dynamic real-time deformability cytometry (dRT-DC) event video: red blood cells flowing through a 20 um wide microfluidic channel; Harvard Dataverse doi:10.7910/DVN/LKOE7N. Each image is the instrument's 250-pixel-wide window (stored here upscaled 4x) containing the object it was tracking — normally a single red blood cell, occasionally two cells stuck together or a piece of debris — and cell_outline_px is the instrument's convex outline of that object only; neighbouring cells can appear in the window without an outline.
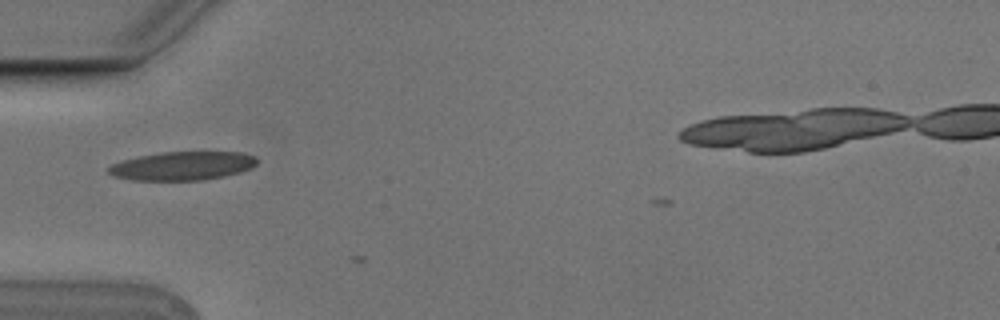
{"species": "Egyptian fruit bat (a non-hibernating species)", "species_latin": "Rousettus aegyptiacus", "temperature_condition": "cold", "stored_images_in_passage": 3, "camera_frame_rate_fps": 3000, "um_per_image_px": 0.085, "animal": {"sex": "male"}, "frame": {"image": 1, "passage_image": 1, "time_ms": 0.0, "image_size_px": [1000, 320], "cell_outline_px": [[256, 164], [252, 168], [240, 172], [224, 176], [204, 180], [132, 180], [112, 176], [108, 172], [108, 168], [112, 164], [120, 160], [160, 152], [244, 152], [256, 156]], "centroid_in_image_um": [15.51, 14.1], "position_along_channel_um": 69.5, "area_um2": 24.91}}